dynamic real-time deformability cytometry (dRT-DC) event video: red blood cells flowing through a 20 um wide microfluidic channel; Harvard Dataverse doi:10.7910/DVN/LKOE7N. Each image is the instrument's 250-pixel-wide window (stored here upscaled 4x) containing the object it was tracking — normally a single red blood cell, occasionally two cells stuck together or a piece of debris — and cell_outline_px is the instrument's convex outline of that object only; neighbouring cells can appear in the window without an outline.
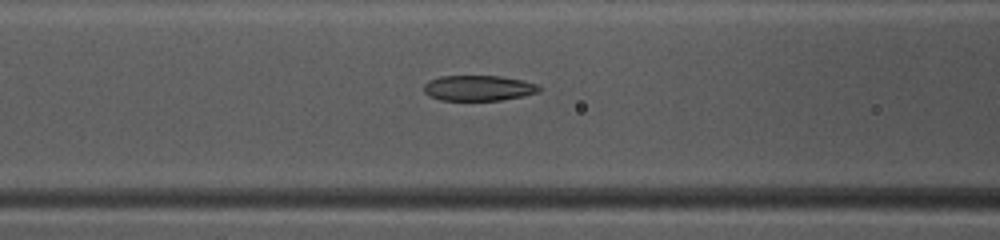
{"species": "common noctule bat (a hibernating species)", "species_latin": "Nyctalus noctula", "temperature_condition": "warm", "stored_images_in_passage": 49, "camera_frame_rate_fps": 3000, "um_per_image_px": 0.085, "animal": {"sex": "female", "body_mass_g": 10.0, "forearm_length_mm": 53.1}, "frame": {"image": 1, "passage_image": 21, "time_ms": 6.667, "image_size_px": [1000, 240], "cell_outline_px": [[540, 92], [524, 96], [500, 100], [440, 100], [428, 96], [424, 92], [424, 84], [428, 80], [440, 76], [500, 76], [524, 80], [536, 84], [540, 88]], "centroid_in_image_um": [40.66, 7.48], "position_along_channel_um": 125.9, "area_um2": 17.22}}
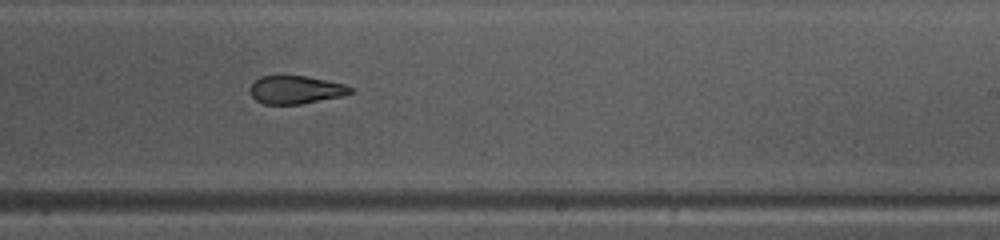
{"frame": {"image": 2, "passage_image": 31, "time_ms": 10.0, "image_size_px": [1000, 240], "cell_outline_px": [[356, 92], [344, 96], [300, 104], [264, 104], [256, 100], [248, 92], [248, 88], [260, 76], [308, 76], [344, 84], [352, 88]], "centroid_in_image_um": [25.15, 7.63], "position_along_channel_um": 263.8, "area_um2": 16.59}}
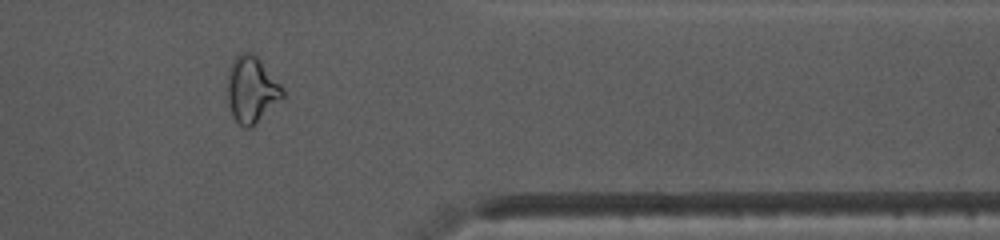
{"frame": {"image": 3, "passage_image": 41, "time_ms": 13.333, "image_size_px": [1000, 240], "cell_outline_px": [[284, 96], [252, 128], [244, 128], [232, 116], [228, 104], [228, 68], [232, 60], [240, 52], [252, 52], [260, 60], [284, 88]], "centroid_in_image_um": [21.37, 7.61], "position_along_channel_um": 390.0, "area_um2": 21.39}, "authors_computed_cell_mechanics": {"area_um2": 19.1896, "velocity_mm_per_s": 4.1291, "shape_relaxation_time_tau1_ms": 8.7605, "shape_relaxation_time_tau2_ms": 1.0526, "deformation_change_tau1": 0.2504, "deformation_change_tau2": 0.0706}}